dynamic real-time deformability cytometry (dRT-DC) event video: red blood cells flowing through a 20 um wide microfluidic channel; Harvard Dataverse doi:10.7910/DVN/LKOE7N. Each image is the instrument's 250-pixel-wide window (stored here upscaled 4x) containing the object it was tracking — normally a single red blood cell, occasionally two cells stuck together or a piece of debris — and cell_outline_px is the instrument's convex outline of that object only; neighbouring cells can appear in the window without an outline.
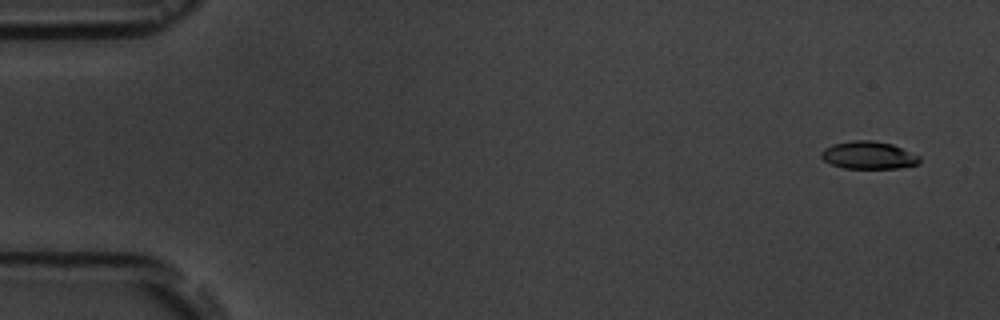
{"species": "common noctule bat (a hibernating species)", "species_latin": "Nyctalus noctula", "temperature_condition": "room temperature", "stored_images_in_passage": 5, "camera_frame_rate_fps": 3000, "um_per_image_px": 0.085, "animal": {"sex": "male", "body_mass_g": 19.5, "forearm_length_mm": 54.6}, "frame": {"image": 1, "passage_image": 1, "time_ms": 0.0, "image_size_px": [1000, 320], "cell_outline_px": [[920, 164], [900, 168], [844, 168], [832, 164], [824, 160], [820, 156], [820, 152], [824, 148], [832, 144], [852, 140], [872, 140], [892, 144], [920, 156]], "centroid_in_image_um": [73.83, 13.19], "position_along_channel_um": 11.2, "area_um2": 15.9}}
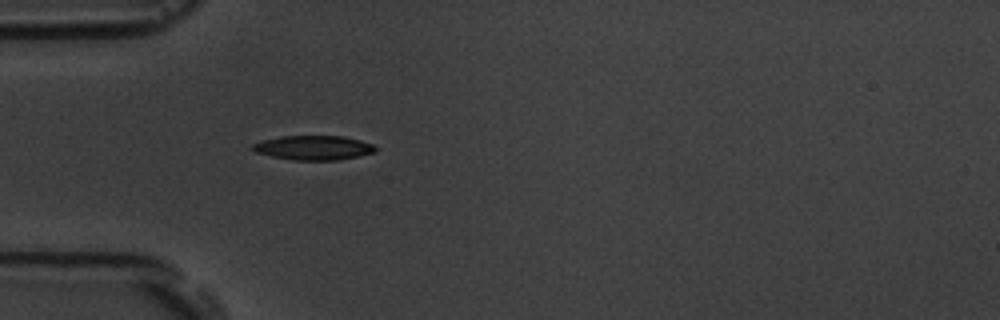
{"frame": {"image": 2, "passage_image": 5, "time_ms": 4.667, "image_size_px": [1000, 320], "cell_outline_px": [[376, 152], [360, 156], [336, 160], [292, 160], [272, 156], [256, 152], [248, 148], [252, 144], [264, 140], [280, 136], [344, 136], [360, 140], [372, 144], [376, 148]], "centroid_in_image_um": [26.64, 12.56], "position_along_channel_um": 58.4, "area_um2": 17.51}}